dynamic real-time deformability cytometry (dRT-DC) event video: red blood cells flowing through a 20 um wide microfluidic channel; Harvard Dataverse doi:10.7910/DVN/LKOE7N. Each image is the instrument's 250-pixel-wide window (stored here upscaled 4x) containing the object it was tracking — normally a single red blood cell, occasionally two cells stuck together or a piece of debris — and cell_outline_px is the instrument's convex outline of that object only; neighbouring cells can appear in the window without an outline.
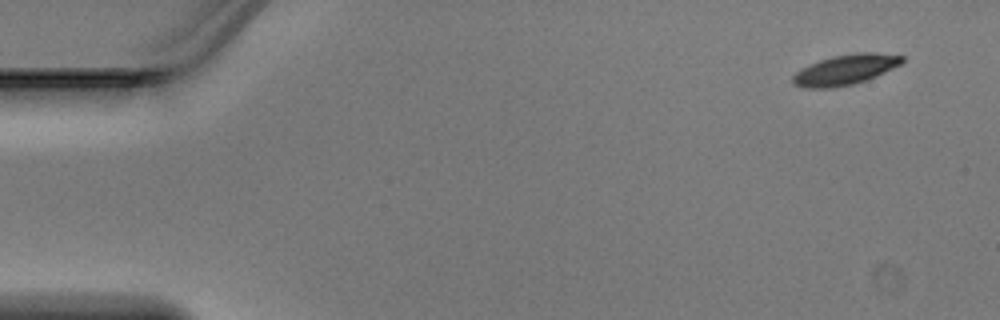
{"species": "Egyptian fruit bat (a non-hibernating species)", "species_latin": "Rousettus aegyptiacus", "temperature_condition": "warm", "stored_images_in_passage": 3, "segment_of_instrument_passage": [2, 2], "camera_frame_rate_fps": 3000, "um_per_image_px": 0.085, "animal": {"sex": "male"}, "frame": {"image": 1, "passage_image": 3, "time_ms": 0.667, "image_size_px": [1000, 320], "cell_outline_px": [[904, 60], [900, 64], [868, 80], [852, 84], [832, 88], [800, 88], [792, 84], [792, 76], [796, 72], [820, 60], [832, 56], [856, 52], [872, 52], [904, 56]], "centroid_in_image_um": [71.83, 5.93], "position_along_channel_um": 13.2, "area_um2": 19.19}}